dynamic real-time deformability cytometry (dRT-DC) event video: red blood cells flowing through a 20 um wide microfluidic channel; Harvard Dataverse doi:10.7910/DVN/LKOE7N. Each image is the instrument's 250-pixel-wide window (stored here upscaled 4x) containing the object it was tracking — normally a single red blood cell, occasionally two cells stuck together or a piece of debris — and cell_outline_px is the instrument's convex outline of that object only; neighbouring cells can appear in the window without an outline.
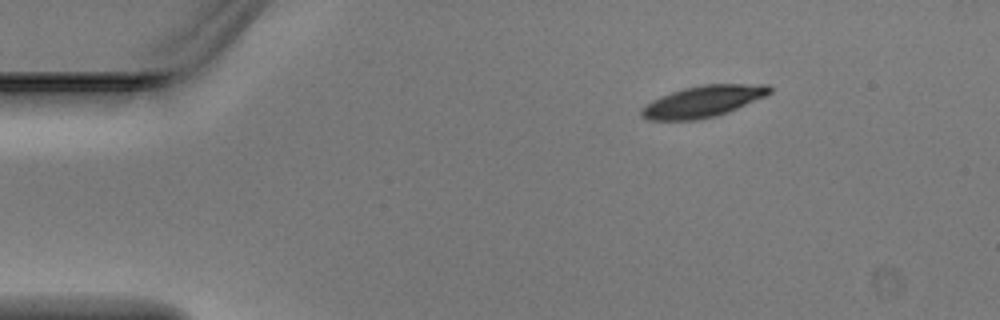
{"species": "Egyptian fruit bat (a non-hibernating species)", "species_latin": "Rousettus aegyptiacus", "temperature_condition": "warm", "stored_images_in_passage": 4, "segment_of_instrument_passage": [1, 2], "camera_frame_rate_fps": 3000, "um_per_image_px": 0.085, "animal": {"sex": "male"}, "frame": {"image": 1, "passage_image": 1, "time_ms": 0.0, "image_size_px": [1000, 320], "cell_outline_px": [[772, 92], [764, 96], [728, 112], [716, 116], [700, 120], [648, 120], [640, 116], [640, 108], [644, 104], [660, 96], [684, 88], [704, 84], [768, 84], [772, 88]], "centroid_in_image_um": [59.71, 8.62], "position_along_channel_um": 25.3, "area_um2": 23.58}}